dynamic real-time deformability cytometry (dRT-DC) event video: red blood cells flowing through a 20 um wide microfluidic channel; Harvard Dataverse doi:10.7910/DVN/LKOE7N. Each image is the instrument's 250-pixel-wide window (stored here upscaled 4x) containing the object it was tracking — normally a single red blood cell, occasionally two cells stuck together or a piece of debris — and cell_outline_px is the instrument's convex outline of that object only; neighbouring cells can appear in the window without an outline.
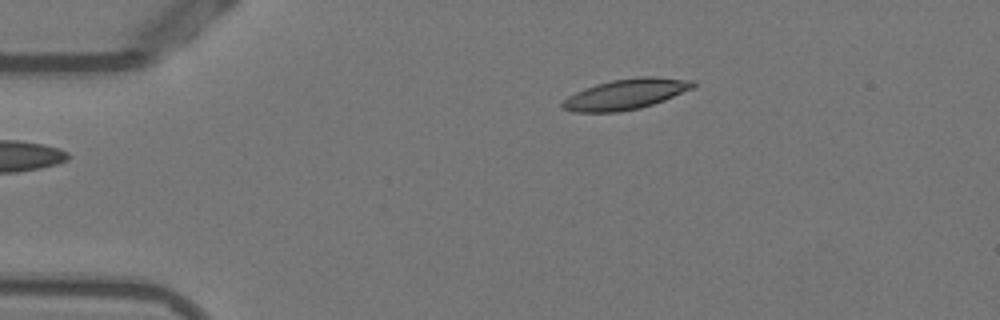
{"species": "Egyptian fruit bat (a non-hibernating species)", "species_latin": "Rousettus aegyptiacus", "temperature_condition": "warm", "stored_images_in_passage": 43, "camera_frame_rate_fps": 3000, "um_per_image_px": 0.085, "animal": {"sex": "female"}, "frame": {"image": 1, "passage_image": 1, "time_ms": 0.0, "image_size_px": [1000, 320], "cell_outline_px": [[696, 84], [692, 88], [664, 100], [640, 108], [620, 112], [572, 112], [560, 108], [560, 104], [568, 96], [584, 88], [596, 84], [612, 80], [640, 76], [652, 76], [696, 80]], "centroid_in_image_um": [53.17, 8.0], "position_along_channel_um": 31.8, "area_um2": 23.29}}
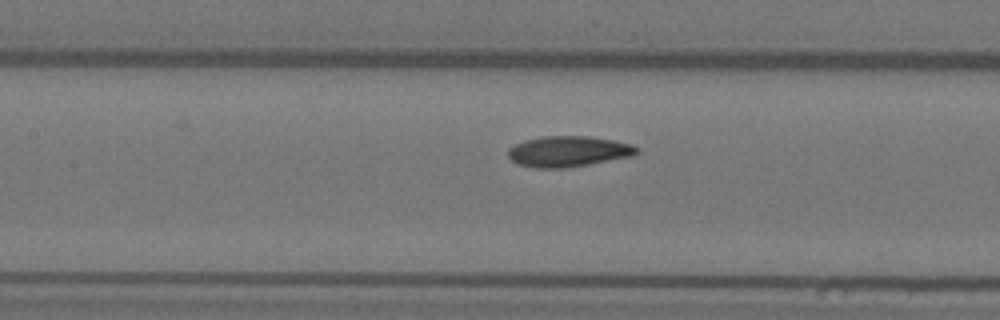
{"frame": {"image": 2, "passage_image": 15, "time_ms": 4.667, "image_size_px": [1000, 320], "cell_outline_px": [[640, 152], [632, 156], [588, 164], [564, 168], [536, 168], [516, 164], [508, 156], [508, 148], [524, 140], [544, 136], [588, 136], [612, 140], [632, 144]], "centroid_in_image_um": [48.28, 12.87], "position_along_channel_um": 159.1, "area_um2": 22.95}}
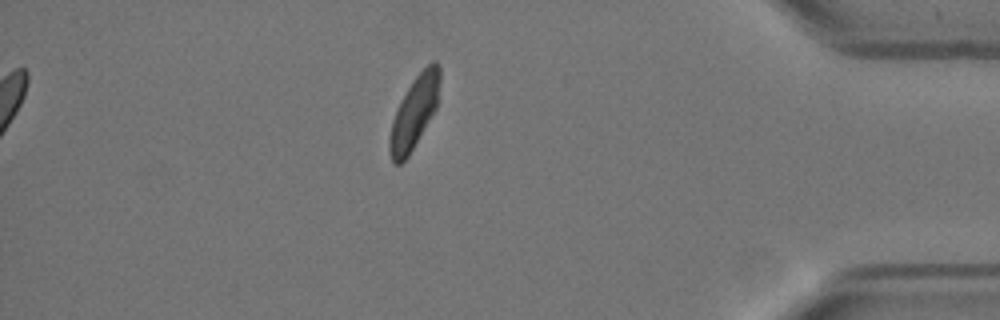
{"frame": {"image": 3, "passage_image": 37, "time_ms": 12.0, "image_size_px": [1000, 320], "cell_outline_px": [[440, 80], [436, 108], [408, 156], [400, 164], [396, 164], [392, 160], [388, 148], [388, 140], [392, 120], [400, 100], [416, 76], [432, 60], [436, 60], [440, 68]], "centroid_in_image_um": [35.2, 9.54], "position_along_channel_um": 400.0, "area_um2": 20.81}}